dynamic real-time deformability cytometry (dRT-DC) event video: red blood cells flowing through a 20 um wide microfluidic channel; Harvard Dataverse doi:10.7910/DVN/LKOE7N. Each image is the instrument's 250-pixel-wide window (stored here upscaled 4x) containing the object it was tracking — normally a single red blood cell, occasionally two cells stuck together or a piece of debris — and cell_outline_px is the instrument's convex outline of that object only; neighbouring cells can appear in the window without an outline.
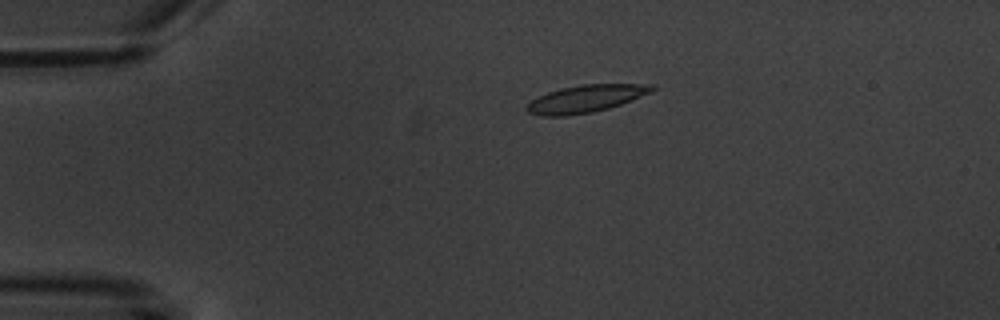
{"species": "common noctule bat (a hibernating species)", "species_latin": "Nyctalus noctula", "temperature_condition": "warm", "stored_images_in_passage": 9, "camera_frame_rate_fps": 3000, "um_per_image_px": 0.085, "animal": {"sex": "male", "body_mass_g": 20.1, "forearm_length_mm": 53.5}, "frame": {"image": 1, "passage_image": 3, "time_ms": 2.333, "image_size_px": [1000, 320], "cell_outline_px": [[656, 88], [652, 92], [620, 104], [608, 108], [592, 112], [564, 116], [544, 116], [528, 112], [524, 108], [532, 100], [548, 92], [560, 88], [580, 84], [656, 84]], "centroid_in_image_um": [49.81, 8.38], "position_along_channel_um": 35.2, "area_um2": 19.88}}
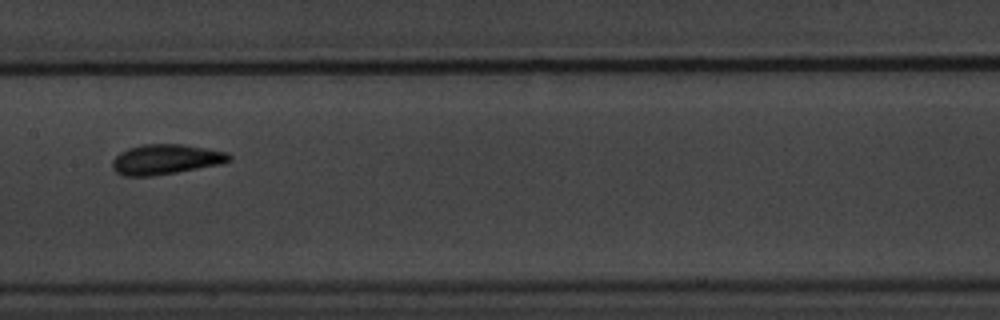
{"frame": {"image": 2, "passage_image": 8, "time_ms": 8.0, "image_size_px": [1000, 320], "cell_outline_px": [[232, 160], [220, 164], [176, 172], [152, 176], [124, 176], [116, 172], [112, 168], [112, 160], [120, 152], [128, 148], [144, 144], [180, 144], [208, 148], [228, 152], [232, 156]], "centroid_in_image_um": [14.09, 13.54], "position_along_channel_um": 193.3, "area_um2": 20.52}}